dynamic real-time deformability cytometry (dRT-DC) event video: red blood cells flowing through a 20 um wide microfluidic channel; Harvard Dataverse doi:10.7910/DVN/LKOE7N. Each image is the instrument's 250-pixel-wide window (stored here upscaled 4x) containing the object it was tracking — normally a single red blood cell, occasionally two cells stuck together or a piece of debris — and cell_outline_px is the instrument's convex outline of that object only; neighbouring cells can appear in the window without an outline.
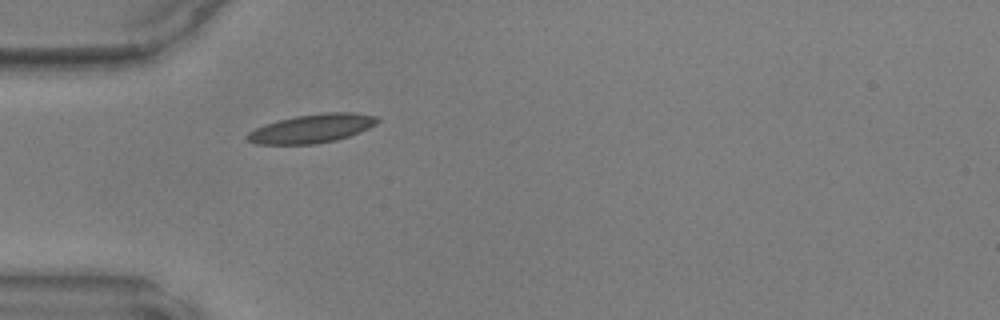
{"species": "common noctule bat (a hibernating species)", "species_latin": "Nyctalus noctula", "temperature_condition": "warm", "stored_images_in_passage": 34, "camera_frame_rate_fps": 3000, "um_per_image_px": 0.085, "animal": {"sex": "male", "body_mass_g": 17.9, "forearm_length_mm": 54.2}, "frame": {"image": 1, "passage_image": 1, "time_ms": 0.0, "image_size_px": [1000, 320], "cell_outline_px": [[380, 120], [376, 124], [360, 132], [336, 140], [316, 144], [256, 144], [248, 140], [244, 136], [248, 132], [264, 124], [296, 116], [328, 112], [356, 112], [376, 116]], "centroid_in_image_um": [26.52, 10.92], "position_along_channel_um": 58.5, "area_um2": 21.73}}
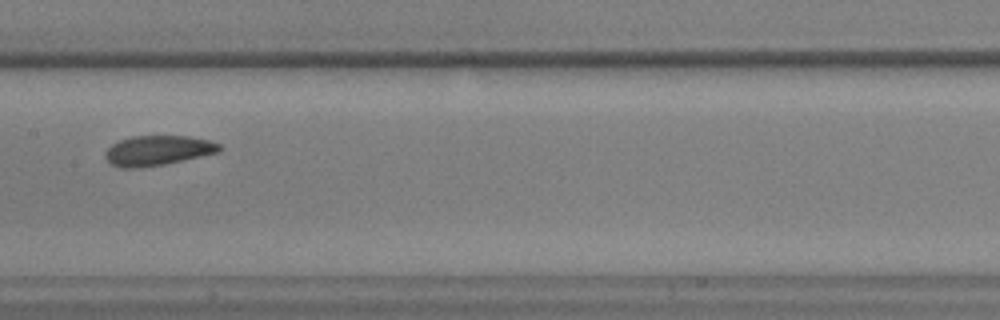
{"frame": {"image": 2, "passage_image": 11, "time_ms": 3.333, "image_size_px": [1000, 320], "cell_outline_px": [[224, 148], [220, 152], [164, 164], [136, 168], [120, 168], [108, 164], [104, 156], [104, 152], [112, 144], [120, 140], [132, 136], [188, 136], [208, 140], [220, 144]], "centroid_in_image_um": [13.39, 12.8], "position_along_channel_um": 194.0, "area_um2": 20.06}}
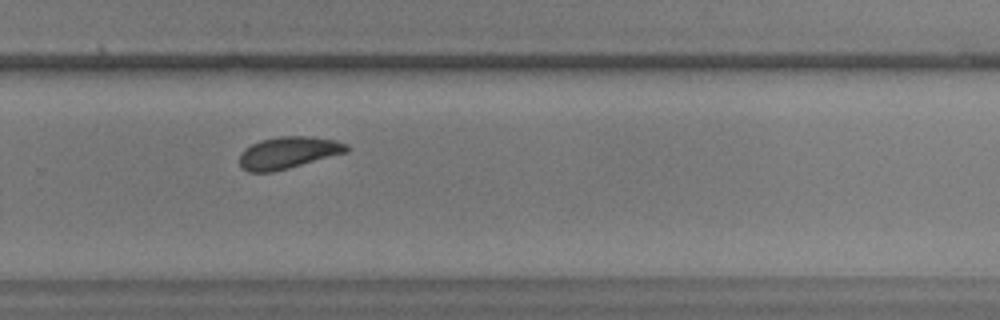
{"frame": {"image": 3, "passage_image": 19, "time_ms": 6.0, "image_size_px": [1000, 320], "cell_outline_px": [[348, 152], [288, 168], [272, 172], [248, 172], [240, 168], [240, 152], [244, 148], [260, 140], [280, 136], [312, 136], [336, 140], [348, 144]], "centroid_in_image_um": [24.49, 12.97], "position_along_channel_um": 305.3, "area_um2": 20.06}}